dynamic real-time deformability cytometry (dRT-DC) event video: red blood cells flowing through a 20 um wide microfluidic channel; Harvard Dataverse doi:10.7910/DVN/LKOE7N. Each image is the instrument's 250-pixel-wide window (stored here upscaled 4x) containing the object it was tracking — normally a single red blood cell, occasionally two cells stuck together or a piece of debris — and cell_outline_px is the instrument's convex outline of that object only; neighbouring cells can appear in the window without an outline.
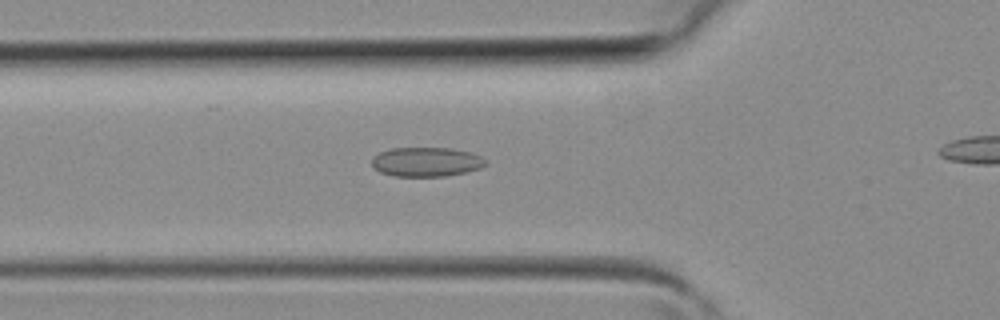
{"species": "common noctule bat (a hibernating species)", "species_latin": "Nyctalus noctula", "temperature_condition": "room temperature", "stored_images_in_passage": 24, "camera_frame_rate_fps": 3000, "um_per_image_px": 0.085, "animal": {"sex": "female", "body_mass_g": 19.3, "forearm_length_mm": 54.1}, "frame": {"image": 1, "passage_image": 5, "time_ms": 1.333, "image_size_px": [1000, 320], "cell_outline_px": [[488, 164], [480, 168], [468, 172], [448, 176], [396, 176], [380, 172], [372, 164], [372, 160], [380, 152], [392, 148], [452, 148], [468, 152], [480, 156], [488, 160]], "centroid_in_image_um": [36.3, 13.76], "position_along_channel_um": 89.5, "area_um2": 19.42}}
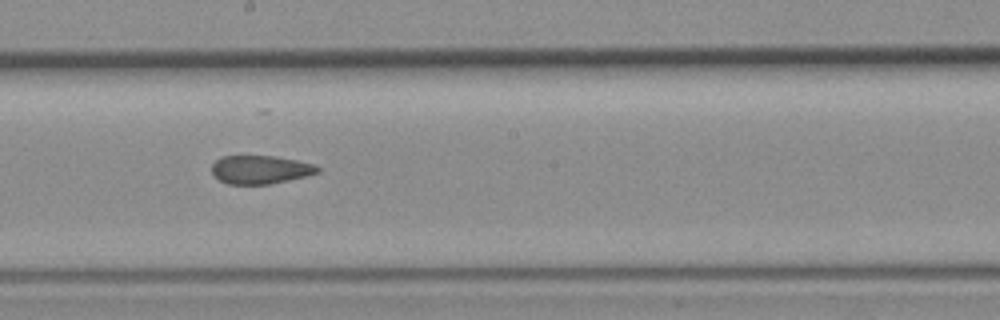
{"frame": {"image": 2, "passage_image": 13, "time_ms": 4.0, "image_size_px": [1000, 320], "cell_outline_px": [[320, 172], [308, 176], [268, 184], [228, 184], [220, 180], [212, 172], [212, 164], [216, 160], [224, 156], [276, 156], [316, 164], [320, 168]], "centroid_in_image_um": [22.18, 14.41], "position_along_channel_um": 226.0, "area_um2": 17.51}}
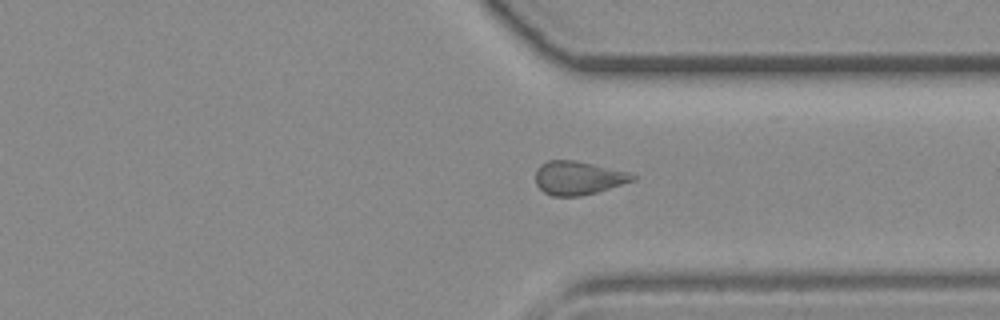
{"frame": {"image": 3, "passage_image": 21, "time_ms": 6.667, "image_size_px": [1000, 320], "cell_outline_px": [[636, 180], [596, 192], [580, 196], [552, 196], [544, 192], [536, 184], [536, 168], [540, 164], [548, 160], [576, 160], [628, 172], [636, 176]], "centroid_in_image_um": [49.12, 15.12], "position_along_channel_um": 362.3, "area_um2": 18.96}}